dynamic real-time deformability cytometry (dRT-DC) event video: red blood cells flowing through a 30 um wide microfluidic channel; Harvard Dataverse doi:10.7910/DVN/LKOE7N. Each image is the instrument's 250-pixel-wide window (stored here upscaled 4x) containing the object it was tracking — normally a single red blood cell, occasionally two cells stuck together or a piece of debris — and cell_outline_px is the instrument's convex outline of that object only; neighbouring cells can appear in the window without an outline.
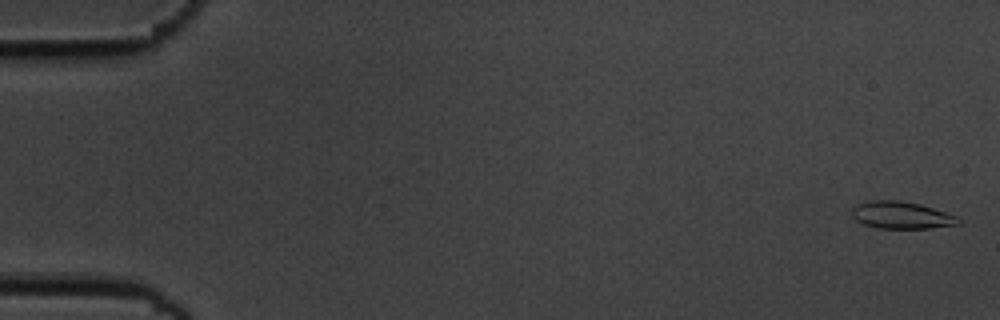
{"species": "common noctule bat (a hibernating species)", "species_latin": "Nyctalus noctula", "temperature_condition": "cold", "stored_images_in_passage": 5, "camera_frame_rate_fps": 3000, "um_per_image_px": 0.085, "animal": {"sex": "male", "body_mass_g": 19.5, "forearm_length_mm": 54.6}, "frame": {"image": 1, "passage_image": 5, "time_ms": 1.333, "image_size_px": [1000, 320], "cell_outline_px": [[964, 220], [960, 224], [928, 228], [880, 228], [864, 224], [856, 220], [852, 216], [852, 208], [856, 204], [872, 200], [900, 200], [920, 204], [956, 216]], "centroid_in_image_um": [76.62, 18.28], "position_along_channel_um": 8.4, "area_um2": 16.82}}